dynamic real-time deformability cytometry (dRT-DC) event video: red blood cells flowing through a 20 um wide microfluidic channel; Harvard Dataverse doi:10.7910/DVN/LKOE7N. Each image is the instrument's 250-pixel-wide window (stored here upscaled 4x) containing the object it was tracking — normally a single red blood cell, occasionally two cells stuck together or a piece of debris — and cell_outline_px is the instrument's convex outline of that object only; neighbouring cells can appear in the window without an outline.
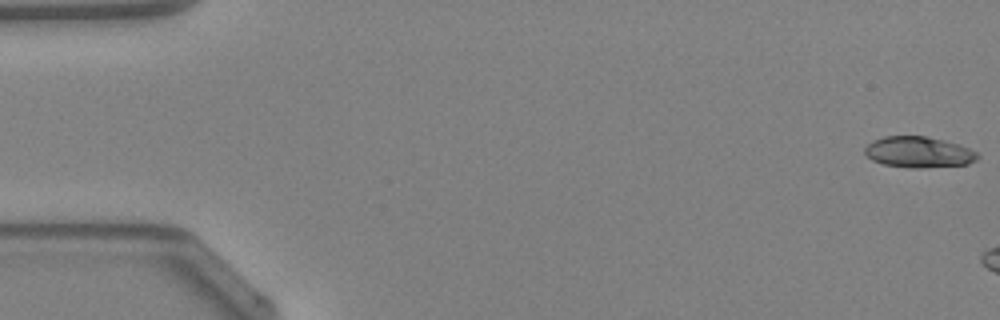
{"species": "Egyptian fruit bat (a non-hibernating species)", "species_latin": "Rousettus aegyptiacus", "temperature_condition": "warm", "stored_images_in_passage": 6, "camera_frame_rate_fps": 3000, "um_per_image_px": 0.085, "animal": {"sex": "female"}, "frame": {"image": 1, "passage_image": 1, "time_ms": 0.0, "image_size_px": [1000, 320], "cell_outline_px": [[980, 156], [976, 160], [968, 164], [920, 168], [916, 168], [884, 164], [872, 160], [864, 152], [864, 148], [872, 140], [884, 136], [924, 136], [944, 140], [968, 148], [976, 152]], "centroid_in_image_um": [78.07, 12.92], "position_along_channel_um": 6.9, "area_um2": 20.17}}